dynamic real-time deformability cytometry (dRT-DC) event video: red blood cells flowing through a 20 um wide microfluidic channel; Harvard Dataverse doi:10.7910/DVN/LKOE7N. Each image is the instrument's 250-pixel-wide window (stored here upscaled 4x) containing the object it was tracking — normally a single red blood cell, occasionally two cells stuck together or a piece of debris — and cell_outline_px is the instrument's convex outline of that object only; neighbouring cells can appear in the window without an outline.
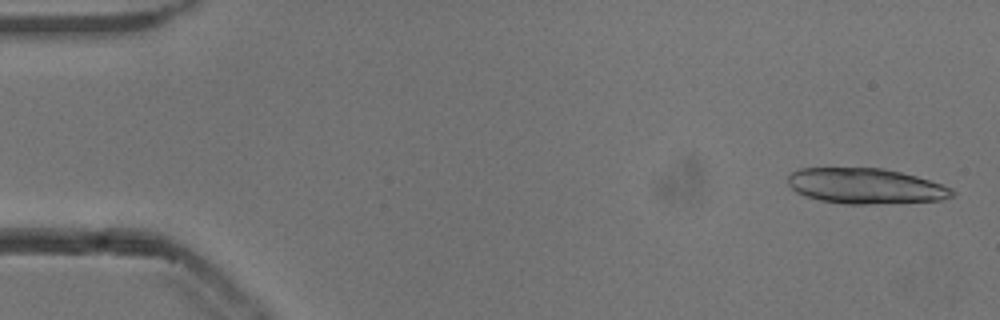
{"species": "common noctule bat (a hibernating species)", "species_latin": "Nyctalus noctula", "temperature_condition": "cold", "stored_images_in_passage": 39, "camera_frame_rate_fps": 3000, "um_per_image_px": 0.085, "animal": {"sex": "male", "body_mass_g": 13.3}, "frame": {"image": 1, "passage_image": 2, "time_ms": 0.333, "image_size_px": [1000, 320], "cell_outline_px": [[956, 192], [952, 196], [944, 200], [872, 204], [844, 204], [820, 200], [804, 196], [796, 192], [788, 184], [788, 176], [792, 172], [800, 168], [884, 168], [916, 176], [952, 188]], "centroid_in_image_um": [73.57, 15.82], "position_along_channel_um": 11.4, "area_um2": 33.99}}
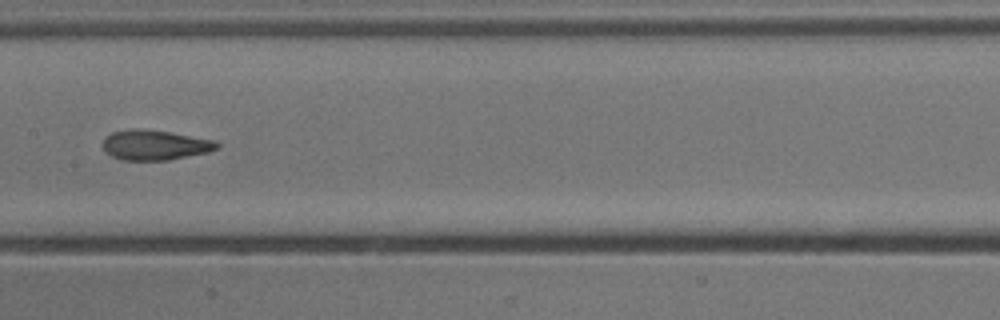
{"frame": {"image": 2, "passage_image": 27, "time_ms": 8.667, "image_size_px": [1000, 320], "cell_outline_px": [[220, 148], [208, 152], [168, 160], [120, 160], [112, 156], [104, 148], [104, 140], [112, 132], [132, 128], [136, 128], [168, 132], [216, 140], [220, 144]], "centroid_in_image_um": [13.21, 12.33], "position_along_channel_um": 194.2, "area_um2": 19.83}}
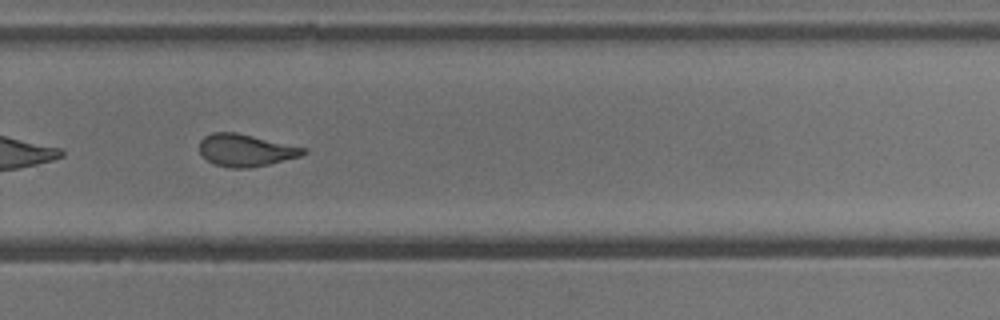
{"frame": {"image": 3, "passage_image": 36, "time_ms": 11.667, "image_size_px": [1000, 320], "cell_outline_px": [[308, 152], [300, 156], [268, 164], [248, 168], [228, 168], [212, 164], [200, 152], [200, 140], [204, 136], [212, 132], [236, 132], [308, 148]], "centroid_in_image_um": [20.89, 12.77], "position_along_channel_um": 308.9, "area_um2": 19.59}}